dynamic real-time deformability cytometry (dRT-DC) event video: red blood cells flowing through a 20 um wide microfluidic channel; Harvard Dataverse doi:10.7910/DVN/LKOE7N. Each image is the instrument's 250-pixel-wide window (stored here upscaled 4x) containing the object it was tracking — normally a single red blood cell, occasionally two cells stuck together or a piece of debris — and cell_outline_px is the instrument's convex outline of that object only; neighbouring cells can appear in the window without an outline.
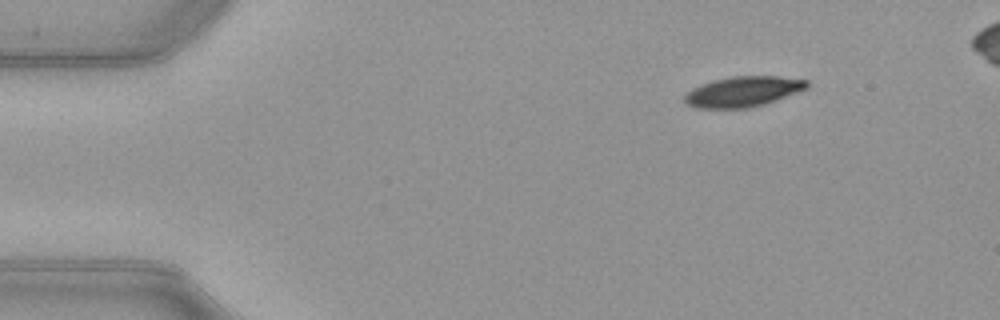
{"species": "common noctule bat (a hibernating species)", "species_latin": "Nyctalus noctula", "temperature_condition": "warm", "stored_images_in_passage": 45, "camera_frame_rate_fps": 3000, "um_per_image_px": 0.085, "animal": {"sex": "female", "body_mass_g": 21.9}, "frame": {"image": 1, "passage_image": 1, "time_ms": 0.0, "image_size_px": [1000, 320], "cell_outline_px": [[808, 88], [776, 100], [764, 104], [748, 108], [696, 108], [688, 104], [684, 100], [684, 96], [692, 88], [700, 84], [712, 80], [732, 76], [780, 76], [808, 80]], "centroid_in_image_um": [63.16, 7.78], "position_along_channel_um": 21.8, "area_um2": 21.68}}
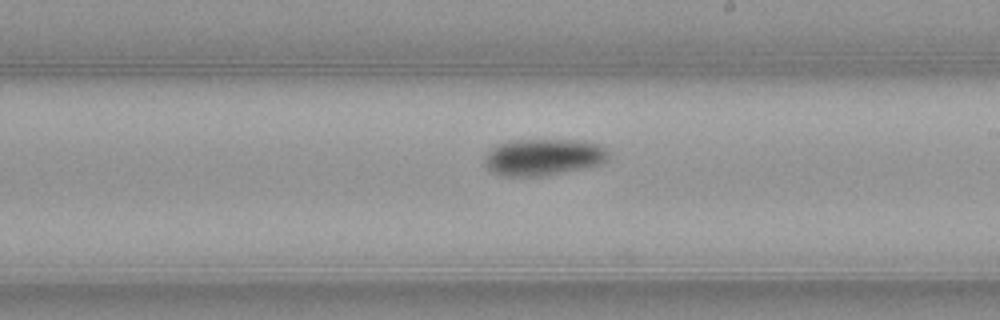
{"frame": {"image": 2, "passage_image": 24, "time_ms": 7.667, "image_size_px": [1000, 320], "cell_outline_px": [[608, 160], [600, 164], [544, 176], [500, 176], [492, 172], [484, 164], [484, 156], [496, 144], [508, 140], [584, 140], [600, 144], [608, 152]], "centroid_in_image_um": [46.15, 13.34], "position_along_channel_um": 242.8, "area_um2": 26.7}}
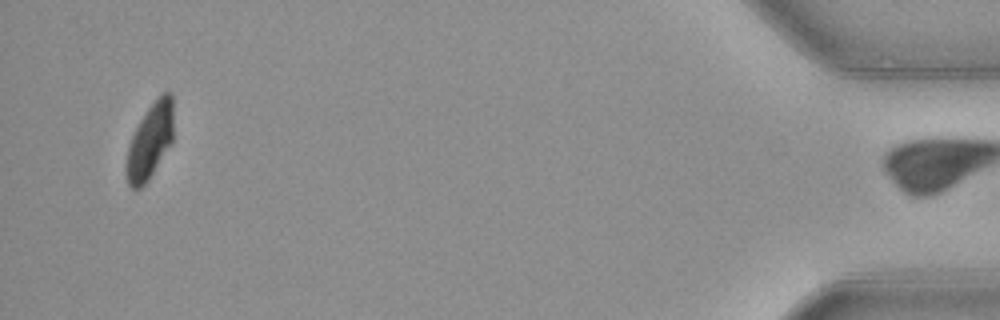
{"frame": {"image": 3, "passage_image": 44, "time_ms": 14.333, "image_size_px": [1000, 320], "cell_outline_px": [[172, 140], [148, 180], [140, 188], [132, 188], [128, 184], [128, 148], [132, 136], [140, 120], [156, 96], [160, 92], [172, 92]], "centroid_in_image_um": [12.77, 11.91], "position_along_channel_um": 422.4, "area_um2": 19.94}, "authors_computed_cell_mechanics": {"area_um2": 24.3916, "velocity_mm_per_s": 3.9798, "shape_relaxation_time_tau1_ms": 3.135, "shape_relaxation_time_tau2_ms": null, "deformation_change_tau1": 0.1297, "deformation_change_tau2": null}}